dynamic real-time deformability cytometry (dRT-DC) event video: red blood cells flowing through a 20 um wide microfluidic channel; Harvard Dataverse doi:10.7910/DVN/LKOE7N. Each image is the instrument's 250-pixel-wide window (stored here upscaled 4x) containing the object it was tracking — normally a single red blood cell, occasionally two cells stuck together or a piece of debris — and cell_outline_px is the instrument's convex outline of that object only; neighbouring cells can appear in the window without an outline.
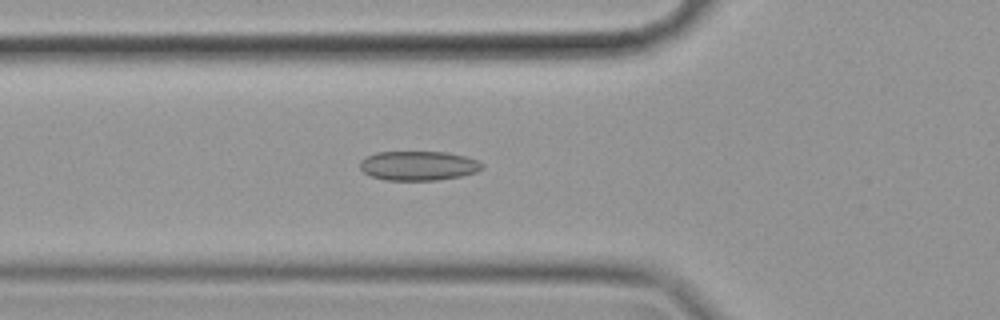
{"species": "common noctule bat (a hibernating species)", "species_latin": "Nyctalus noctula", "temperature_condition": "cold", "stored_images_in_passage": 57, "camera_frame_rate_fps": 3000, "um_per_image_px": 0.085, "animal": {"sex": "female", "body_mass_g": 19.9}, "frame": {"image": 1, "passage_image": 20, "time_ms": 6.333, "image_size_px": [1000, 320], "cell_outline_px": [[484, 168], [476, 172], [460, 176], [436, 180], [384, 180], [372, 176], [364, 172], [360, 168], [360, 160], [376, 152], [448, 152], [464, 156], [476, 160], [484, 164]], "centroid_in_image_um": [35.57, 14.08], "position_along_channel_um": 90.2, "area_um2": 20.87}}
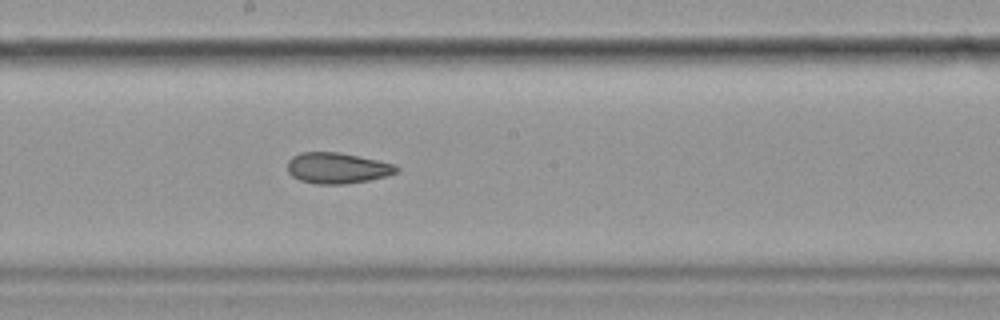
{"frame": {"image": 2, "passage_image": 31, "time_ms": 10.0, "image_size_px": [1000, 320], "cell_outline_px": [[400, 172], [388, 176], [368, 180], [344, 184], [316, 184], [300, 180], [292, 176], [288, 172], [288, 160], [292, 156], [300, 152], [340, 152], [396, 164], [400, 168]], "centroid_in_image_um": [28.7, 14.28], "position_along_channel_um": 219.5, "area_um2": 19.83}}
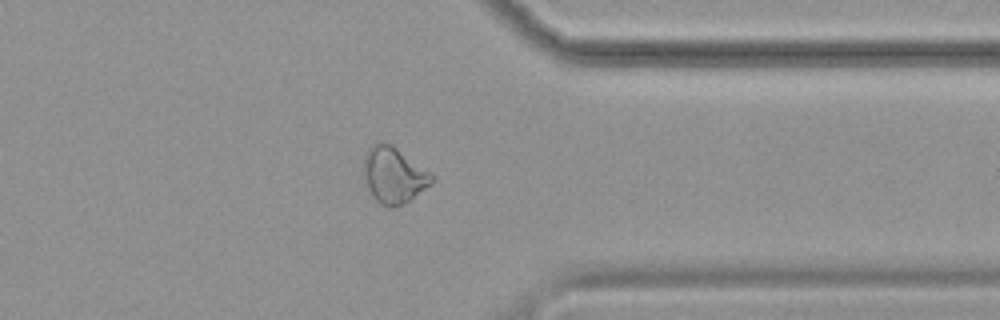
{"frame": {"image": 3, "passage_image": 45, "time_ms": 14.667, "image_size_px": [1000, 320], "cell_outline_px": [[436, 180], [432, 184], [408, 200], [400, 204], [388, 208], [380, 204], [372, 196], [368, 188], [364, 172], [364, 156], [368, 148], [372, 144], [380, 140], [392, 144], [432, 172], [436, 176]], "centroid_in_image_um": [33.5, 14.84], "position_along_channel_um": 377.9, "area_um2": 22.48}, "authors_computed_cell_mechanics": {"area_um2": 22.0796, "velocity_mm_per_s": 3.5246, "shape_relaxation_time_tau1_ms": null, "shape_relaxation_time_tau2_ms": 4.8515, "deformation_change_tau1": null, "deformation_change_tau2": 0.1009}}